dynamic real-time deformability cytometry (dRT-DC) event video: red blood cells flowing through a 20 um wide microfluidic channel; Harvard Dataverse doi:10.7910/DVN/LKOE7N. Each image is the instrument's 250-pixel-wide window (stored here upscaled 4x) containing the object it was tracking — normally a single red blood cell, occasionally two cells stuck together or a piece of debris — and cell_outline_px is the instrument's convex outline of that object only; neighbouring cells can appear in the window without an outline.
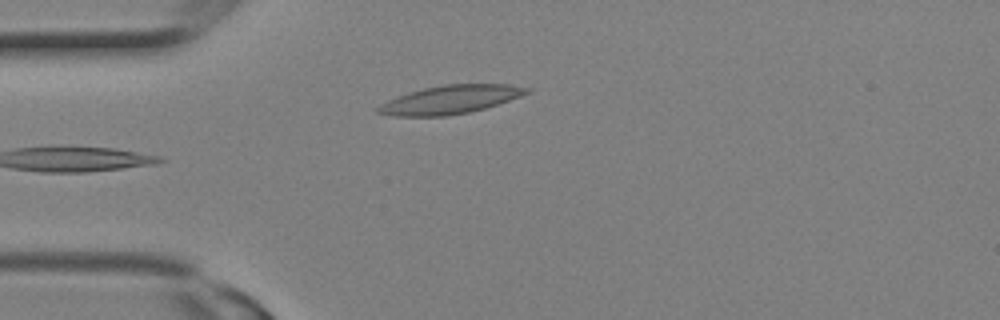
{"species": "Egyptian fruit bat (a non-hibernating species)", "species_latin": "Rousettus aegyptiacus", "temperature_condition": "room temperature", "stored_images_in_passage": 5, "camera_frame_rate_fps": 3000, "um_per_image_px": 0.085, "animal": {"sex": "female"}, "frame": {"image": 1, "passage_image": 5, "time_ms": 1.333, "image_size_px": [1000, 320], "cell_outline_px": [[532, 92], [484, 108], [468, 112], [448, 116], [392, 116], [376, 112], [376, 108], [380, 104], [388, 100], [408, 92], [424, 88], [444, 84], [508, 84], [532, 88]], "centroid_in_image_um": [38.27, 8.46], "position_along_channel_um": 46.7, "area_um2": 24.57}}